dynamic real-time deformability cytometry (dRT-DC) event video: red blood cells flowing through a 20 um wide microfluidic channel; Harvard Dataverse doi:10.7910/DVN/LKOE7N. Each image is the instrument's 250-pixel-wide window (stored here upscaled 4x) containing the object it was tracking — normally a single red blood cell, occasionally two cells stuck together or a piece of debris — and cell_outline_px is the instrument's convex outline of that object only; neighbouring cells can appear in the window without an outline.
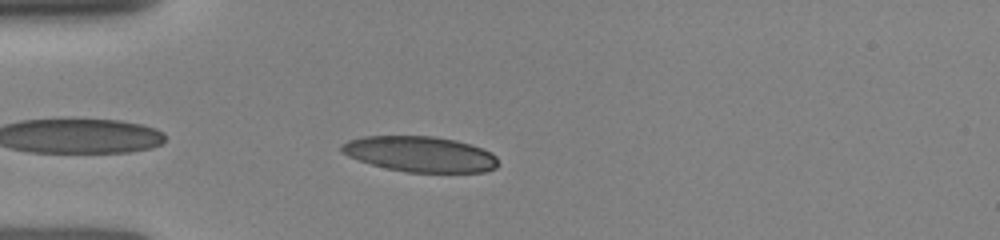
{"species": "human", "species_latin": "Homo sapiens", "temperature_condition": "room temperature", "stored_images_in_passage": 8, "camera_frame_rate_fps": 3000, "um_per_image_px": 0.085, "donor": {"sex": "female"}, "frame": {"image": 1, "passage_image": 3, "time_ms": 0.333, "image_size_px": [1000, 240], "cell_outline_px": [[500, 164], [496, 168], [484, 172], [408, 172], [388, 168], [372, 164], [348, 156], [340, 152], [340, 144], [348, 140], [364, 136], [432, 136], [456, 140], [492, 152], [496, 156]], "centroid_in_image_um": [35.72, 13.09], "position_along_channel_um": 49.3, "area_um2": 32.43}}